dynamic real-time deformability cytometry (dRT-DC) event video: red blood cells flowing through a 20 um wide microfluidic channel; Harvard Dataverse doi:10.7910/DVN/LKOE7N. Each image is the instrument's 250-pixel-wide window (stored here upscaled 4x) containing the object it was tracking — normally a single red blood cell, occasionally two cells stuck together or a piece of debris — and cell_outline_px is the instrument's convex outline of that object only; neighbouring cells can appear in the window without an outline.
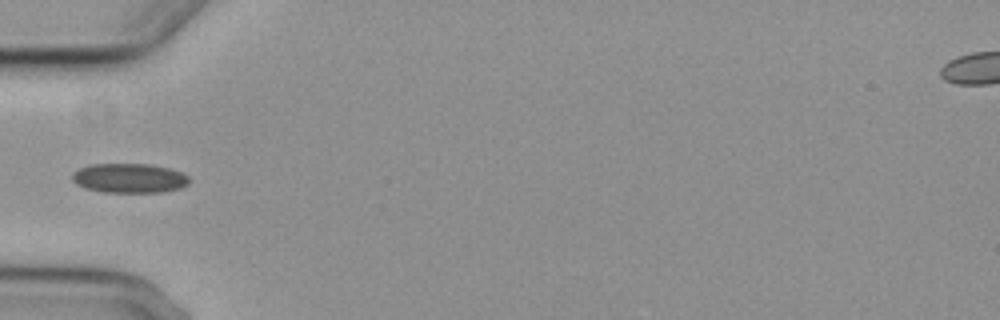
{"species": "common noctule bat (a hibernating species)", "species_latin": "Nyctalus noctula", "temperature_condition": "cold", "stored_images_in_passage": 5, "camera_frame_rate_fps": 3000, "um_per_image_px": 0.085, "animal": {"sex": "female", "body_mass_g": 29.2, "forearm_length_mm": 56.3}, "frame": {"image": 1, "passage_image": 4, "time_ms": 4.667, "image_size_px": [1000, 320], "cell_outline_px": [[188, 184], [180, 188], [164, 192], [104, 192], [84, 188], [76, 184], [72, 180], [72, 172], [80, 168], [92, 164], [152, 164], [168, 168], [180, 172], [188, 176]], "centroid_in_image_um": [10.97, 15.14], "position_along_channel_um": 74.0, "area_um2": 20.11}}
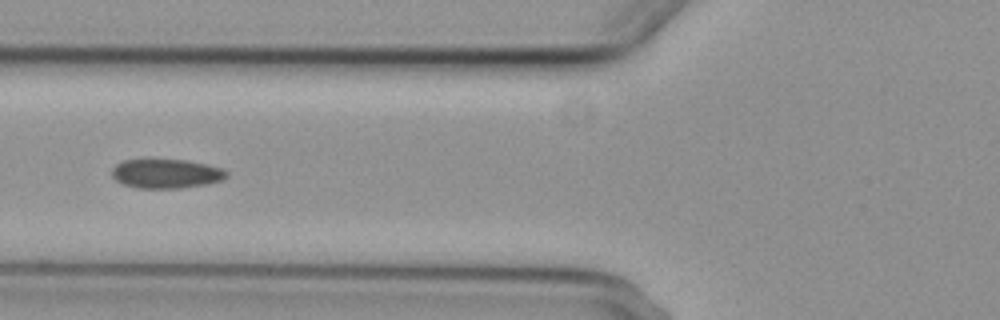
{"frame": {"image": 2, "passage_image": 5, "time_ms": 5.667, "image_size_px": [1000, 320], "cell_outline_px": [[228, 176], [224, 180], [208, 184], [180, 188], [136, 188], [124, 184], [116, 180], [112, 176], [112, 168], [116, 164], [124, 160], [184, 160], [204, 164], [220, 168], [228, 172]], "centroid_in_image_um": [14.13, 14.77], "position_along_channel_um": 111.7, "area_um2": 19.42}}